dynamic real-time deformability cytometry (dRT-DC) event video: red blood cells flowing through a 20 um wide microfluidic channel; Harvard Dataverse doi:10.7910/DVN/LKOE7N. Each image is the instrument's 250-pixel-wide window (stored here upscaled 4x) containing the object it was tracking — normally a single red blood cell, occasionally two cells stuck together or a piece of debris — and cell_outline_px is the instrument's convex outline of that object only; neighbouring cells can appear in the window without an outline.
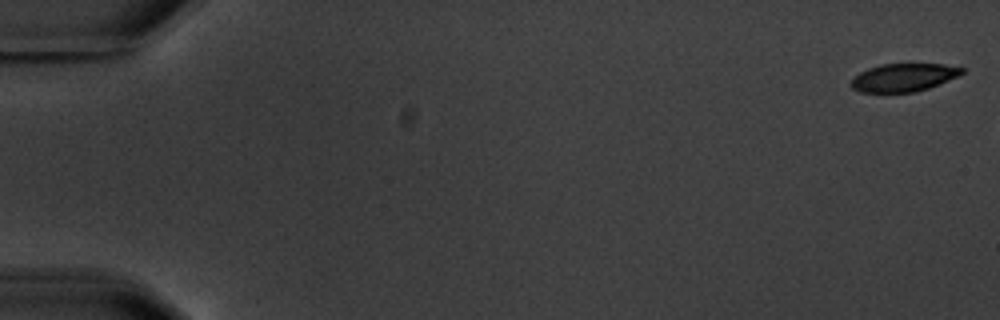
{"species": "common noctule bat (a hibernating species)", "species_latin": "Nyctalus noctula", "temperature_condition": "warm", "stored_images_in_passage": 3, "camera_frame_rate_fps": 3000, "um_per_image_px": 0.085, "animal": {"sex": "male", "body_mass_g": 20.1, "forearm_length_mm": 53.5}, "frame": {"image": 1, "passage_image": 1, "time_ms": 0.0, "image_size_px": [1000, 320], "cell_outline_px": [[964, 72], [956, 76], [928, 88], [916, 92], [860, 92], [852, 88], [848, 84], [860, 72], [868, 68], [880, 64], [908, 60], [944, 64], [964, 68]], "centroid_in_image_um": [76.79, 6.52], "position_along_channel_um": 8.2, "area_um2": 18.84}}